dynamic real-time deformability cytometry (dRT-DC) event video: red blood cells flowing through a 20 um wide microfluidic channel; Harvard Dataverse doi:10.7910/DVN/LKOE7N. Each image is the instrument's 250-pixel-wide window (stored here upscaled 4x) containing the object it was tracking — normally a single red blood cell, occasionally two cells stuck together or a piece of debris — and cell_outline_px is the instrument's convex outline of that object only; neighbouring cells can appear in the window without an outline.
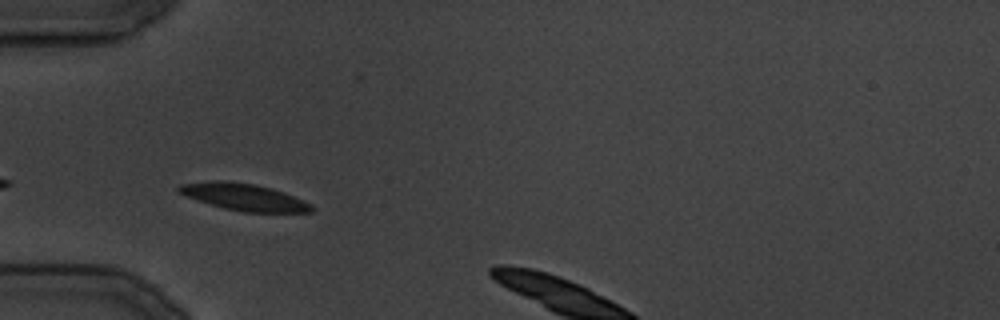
{"species": "common noctule bat (a hibernating species)", "species_latin": "Nyctalus noctula", "temperature_condition": "cold", "stored_images_in_passage": 4, "camera_frame_rate_fps": 3000, "um_per_image_px": 0.085, "animal": {"sex": "male", "body_mass_g": 19.5, "forearm_length_mm": 54.6}, "frame": {"image": 1, "passage_image": 1, "time_ms": 0.0, "image_size_px": [1000, 320], "cell_outline_px": [[312, 212], [244, 212], [224, 208], [176, 192], [176, 188], [180, 184], [212, 180], [228, 180], [252, 184], [272, 188], [284, 192], [304, 200], [312, 204]], "centroid_in_image_um": [20.74, 16.73], "position_along_channel_um": 64.3, "area_um2": 20.69}}